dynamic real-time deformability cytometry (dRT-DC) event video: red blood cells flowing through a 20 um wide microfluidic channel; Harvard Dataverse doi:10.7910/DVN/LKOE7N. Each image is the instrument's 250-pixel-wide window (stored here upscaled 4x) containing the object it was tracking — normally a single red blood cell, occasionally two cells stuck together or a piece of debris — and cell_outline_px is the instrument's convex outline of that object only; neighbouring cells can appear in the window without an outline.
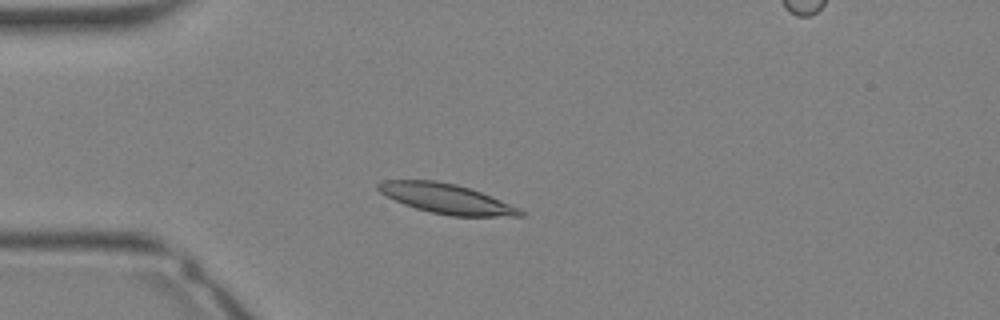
{"species": "Egyptian fruit bat (a non-hibernating species)", "species_latin": "Rousettus aegyptiacus", "temperature_condition": "warm", "stored_images_in_passage": 13, "camera_frame_rate_fps": 3000, "um_per_image_px": 0.085, "animal": {"sex": "female"}, "frame": {"image": 1, "passage_image": 5, "time_ms": 1.333, "image_size_px": [1000, 320], "cell_outline_px": [[524, 216], [452, 216], [432, 212], [416, 208], [404, 204], [380, 192], [376, 188], [376, 184], [384, 180], [436, 180], [456, 184], [480, 192], [520, 208], [524, 212]], "centroid_in_image_um": [37.94, 16.88], "position_along_channel_um": 47.1, "area_um2": 24.33}}
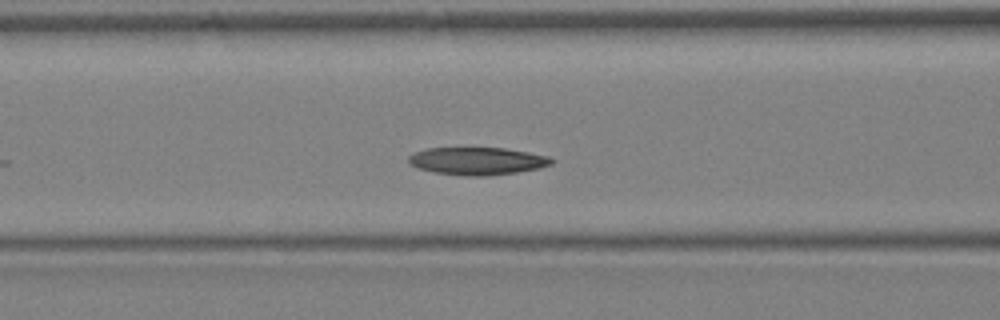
{"frame": {"image": 2, "passage_image": 10, "time_ms": 3.0, "image_size_px": [1000, 320], "cell_outline_px": [[556, 160], [552, 164], [540, 168], [516, 172], [484, 176], [464, 176], [436, 172], [416, 168], [408, 164], [408, 156], [412, 152], [424, 148], [504, 148], [528, 152], [548, 156]], "centroid_in_image_um": [40.53, 13.68], "position_along_channel_um": 126.1, "area_um2": 23.18}}
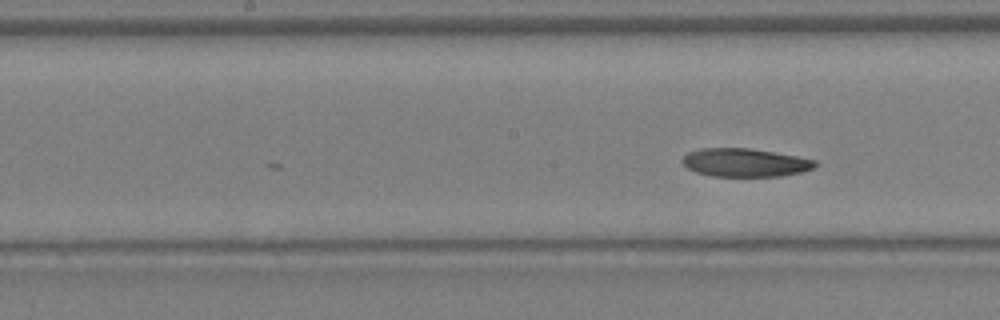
{"frame": {"image": 3, "passage_image": 13, "time_ms": 4.0, "image_size_px": [1000, 320], "cell_outline_px": [[820, 164], [816, 168], [800, 172], [780, 176], [712, 176], [696, 172], [688, 168], [680, 160], [688, 152], [700, 148], [748, 148], [796, 156], [816, 160]], "centroid_in_image_um": [63.34, 13.82], "position_along_channel_um": 184.9, "area_um2": 21.91}}